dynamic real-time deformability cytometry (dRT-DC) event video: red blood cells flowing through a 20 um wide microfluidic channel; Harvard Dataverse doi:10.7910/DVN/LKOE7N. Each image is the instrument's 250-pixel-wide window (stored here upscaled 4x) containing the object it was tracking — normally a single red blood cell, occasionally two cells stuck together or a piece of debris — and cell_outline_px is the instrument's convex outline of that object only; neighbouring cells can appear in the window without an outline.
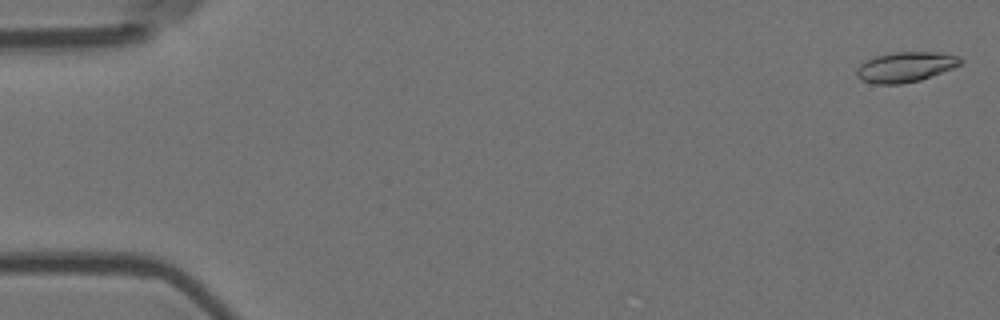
{"species": "Egyptian fruit bat (a non-hibernating species)", "species_latin": "Rousettus aegyptiacus", "temperature_condition": "room temperature", "stored_images_in_passage": 5, "camera_frame_rate_fps": 3000, "um_per_image_px": 0.085, "animal": {"sex": "female"}, "frame": {"image": 1, "passage_image": 1, "time_ms": 0.0, "image_size_px": [1000, 320], "cell_outline_px": [[964, 64], [920, 80], [900, 84], [876, 84], [860, 80], [856, 76], [856, 68], [864, 60], [872, 56], [896, 52], [936, 52], [960, 56], [964, 60]], "centroid_in_image_um": [76.96, 5.68], "position_along_channel_um": 8.0, "area_um2": 18.55}}
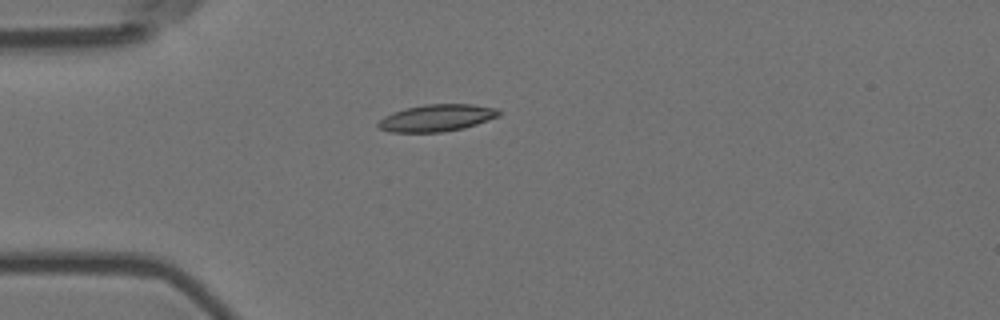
{"frame": {"image": 2, "passage_image": 5, "time_ms": 1.333, "image_size_px": [1000, 320], "cell_outline_px": [[500, 116], [464, 128], [444, 132], [388, 132], [380, 128], [376, 124], [384, 116], [392, 112], [424, 104], [472, 104], [496, 108], [500, 112]], "centroid_in_image_um": [37.12, 10.02], "position_along_channel_um": 47.9, "area_um2": 18.96}}